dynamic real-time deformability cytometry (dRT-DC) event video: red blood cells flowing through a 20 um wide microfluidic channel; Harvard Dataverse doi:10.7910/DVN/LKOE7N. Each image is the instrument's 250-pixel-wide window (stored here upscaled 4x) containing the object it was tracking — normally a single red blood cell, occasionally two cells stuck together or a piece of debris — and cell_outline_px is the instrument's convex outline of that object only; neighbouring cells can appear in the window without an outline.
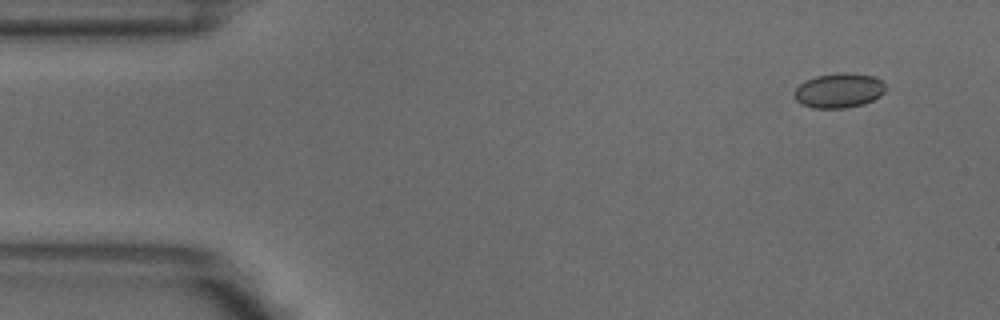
{"species": "common noctule bat (a hibernating species)", "species_latin": "Nyctalus noctula", "temperature_condition": "warm", "stored_images_in_passage": 3, "camera_frame_rate_fps": 3000, "um_per_image_px": 0.085, "animal": {"sex": "male", "body_mass_g": 18.8}, "frame": {"image": 1, "passage_image": 1, "time_ms": 0.0, "image_size_px": [1000, 320], "cell_outline_px": [[888, 88], [880, 96], [864, 104], [844, 108], [812, 108], [796, 100], [796, 88], [800, 84], [816, 76], [840, 72], [844, 72], [876, 76]], "centroid_in_image_um": [71.37, 7.69], "position_along_channel_um": 13.6, "area_um2": 18.32}}